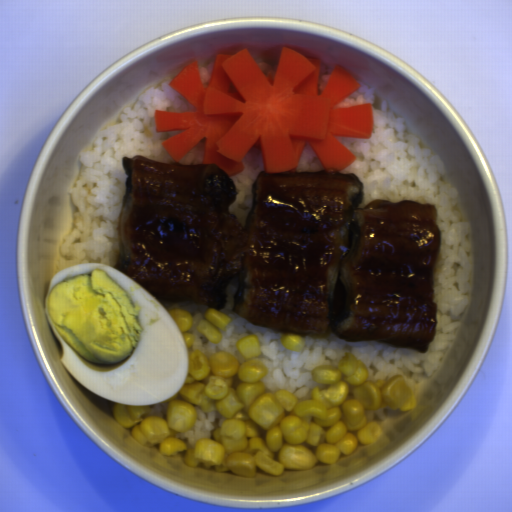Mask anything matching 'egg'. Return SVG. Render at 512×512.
<instances>
[{"label":"egg","mask_w":512,"mask_h":512,"mask_svg":"<svg viewBox=\"0 0 512 512\" xmlns=\"http://www.w3.org/2000/svg\"><path fill=\"white\" fill-rule=\"evenodd\" d=\"M45 315L61 345V364L97 396L153 405L186 382L189 356L167 309L108 264L81 263L52 276Z\"/></svg>","instance_id":"d2b9013d"}]
</instances>
